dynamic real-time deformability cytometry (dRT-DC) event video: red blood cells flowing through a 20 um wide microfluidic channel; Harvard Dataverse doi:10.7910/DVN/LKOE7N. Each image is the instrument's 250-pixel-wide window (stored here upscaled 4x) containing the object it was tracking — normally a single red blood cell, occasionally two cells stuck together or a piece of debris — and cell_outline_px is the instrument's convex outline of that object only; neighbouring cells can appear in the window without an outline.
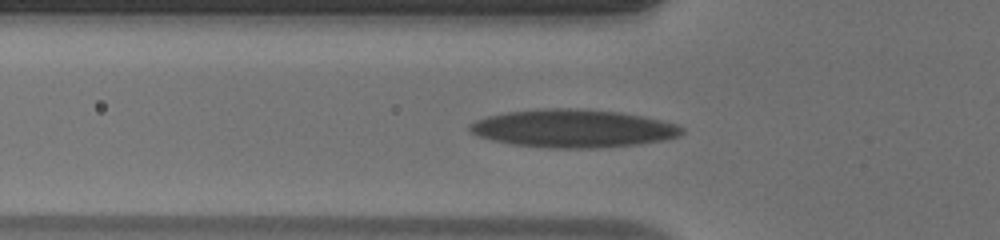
{"species": "human", "species_latin": "Homo sapiens", "temperature_condition": "warm", "stored_images_in_passage": 43, "camera_frame_rate_fps": 3000, "um_per_image_px": 0.085, "donor": {"sex": "male"}, "frame": {"image": 1, "passage_image": 9, "time_ms": 2.667, "image_size_px": [1000, 240], "cell_outline_px": [[684, 132], [680, 136], [660, 140], [636, 144], [600, 148], [552, 148], [512, 144], [492, 140], [468, 132], [468, 124], [476, 120], [488, 116], [508, 112], [536, 108], [580, 108], [620, 112], [660, 120], [676, 124], [684, 128]], "centroid_in_image_um": [48.68, 10.91], "position_along_channel_um": 77.1, "area_um2": 46.99}}
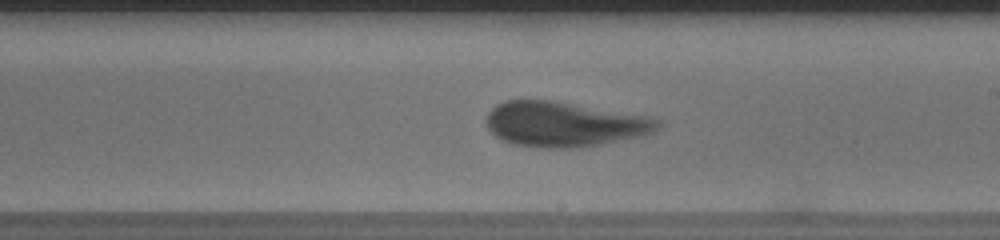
{"frame": {"image": 2, "passage_image": 21, "time_ms": 6.667, "image_size_px": [1000, 240], "cell_outline_px": [[660, 128], [656, 132], [644, 136], [600, 144], [572, 148], [540, 148], [512, 144], [496, 136], [488, 128], [488, 112], [496, 104], [504, 100], [552, 100], [652, 116], [660, 120]], "centroid_in_image_um": [48.03, 10.55], "position_along_channel_um": 241.0, "area_um2": 45.32}}
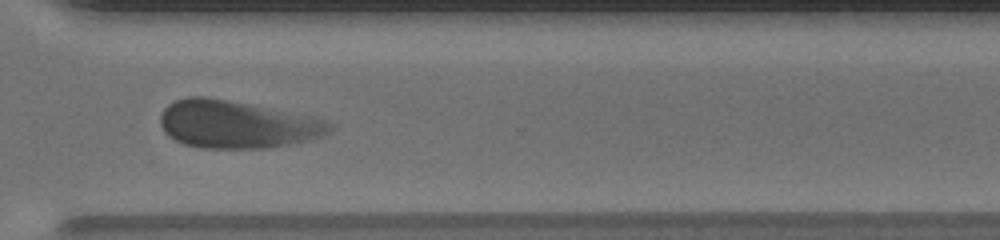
{"frame": {"image": 3, "passage_image": 29, "time_ms": 9.333, "image_size_px": [1000, 240], "cell_outline_px": [[332, 128], [324, 136], [288, 144], [268, 148], [200, 148], [184, 144], [168, 136], [164, 132], [160, 124], [160, 112], [168, 104], [176, 100], [188, 96], [208, 96], [248, 104], [324, 120], [332, 124]], "centroid_in_image_um": [20.03, 10.58], "position_along_channel_um": 350.6, "area_um2": 46.53}, "authors_computed_cell_mechanics": {"area_um2": 45.4886, "velocity_mm_per_s": 4.0931, "shape_relaxation_time_tau1_ms": 4.4414, "shape_relaxation_time_tau2_ms": 1.4812, "deformation_change_tau1": 0.1611, "deformation_change_tau2": 0.1012}}